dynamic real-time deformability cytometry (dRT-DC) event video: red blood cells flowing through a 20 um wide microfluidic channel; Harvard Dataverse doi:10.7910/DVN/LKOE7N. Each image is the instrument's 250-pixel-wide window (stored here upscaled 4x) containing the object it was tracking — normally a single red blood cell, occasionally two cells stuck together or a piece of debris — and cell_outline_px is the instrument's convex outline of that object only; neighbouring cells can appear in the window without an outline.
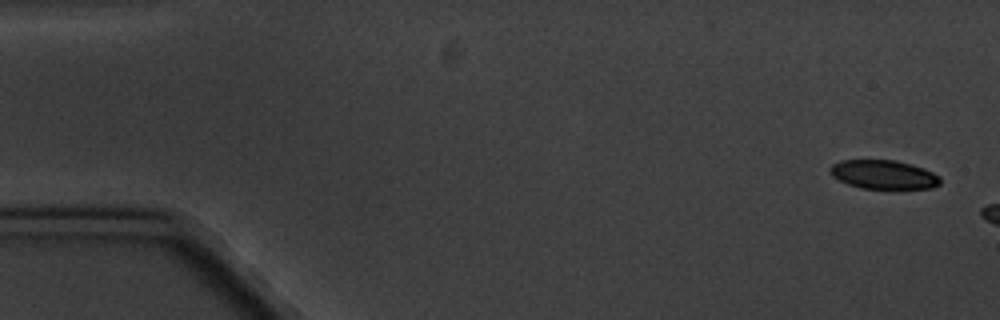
{"species": "common noctule bat (a hibernating species)", "species_latin": "Nyctalus noctula", "temperature_condition": "cold", "stored_images_in_passage": 3, "camera_frame_rate_fps": 3000, "um_per_image_px": 0.085, "animal": {"sex": "male", "body_mass_g": 20.1, "forearm_length_mm": 53.5}, "frame": {"image": 1, "passage_image": 1, "time_ms": 0.0, "image_size_px": [1000, 320], "cell_outline_px": [[940, 184], [932, 188], [892, 192], [860, 188], [848, 184], [832, 176], [828, 172], [828, 168], [832, 164], [840, 160], [896, 160], [912, 164], [924, 168], [940, 176]], "centroid_in_image_um": [75.13, 14.89], "position_along_channel_um": 9.9, "area_um2": 19.65}}